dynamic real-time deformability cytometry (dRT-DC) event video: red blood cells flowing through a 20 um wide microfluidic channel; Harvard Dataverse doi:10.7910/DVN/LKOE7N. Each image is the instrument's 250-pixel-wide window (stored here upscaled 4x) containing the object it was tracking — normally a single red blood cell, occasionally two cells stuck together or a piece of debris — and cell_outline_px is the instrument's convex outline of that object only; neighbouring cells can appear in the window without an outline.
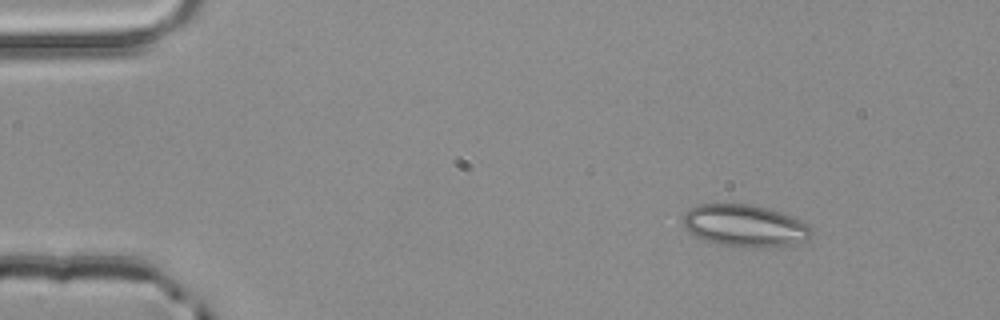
{"species": "common noctule bat (a hibernating species)", "species_latin": "Nyctalus noctula", "temperature_condition": "room temperature", "stored_images_in_passage": 3, "camera_frame_rate_fps": 3000, "um_per_image_px": 0.085, "animal": {"sex": "male", "body_mass_g": 20.4}, "frame": {"image": 1, "passage_image": 1, "time_ms": 0.0, "image_size_px": [1000, 320], "cell_outline_px": [[812, 232], [808, 240], [792, 248], [720, 244], [704, 240], [688, 232], [680, 224], [680, 220], [684, 212], [688, 208], [700, 204], [752, 204], [780, 212], [792, 216], [808, 224], [812, 228]], "centroid_in_image_um": [63.32, 19.19], "position_along_channel_um": 21.7, "area_um2": 32.02}}